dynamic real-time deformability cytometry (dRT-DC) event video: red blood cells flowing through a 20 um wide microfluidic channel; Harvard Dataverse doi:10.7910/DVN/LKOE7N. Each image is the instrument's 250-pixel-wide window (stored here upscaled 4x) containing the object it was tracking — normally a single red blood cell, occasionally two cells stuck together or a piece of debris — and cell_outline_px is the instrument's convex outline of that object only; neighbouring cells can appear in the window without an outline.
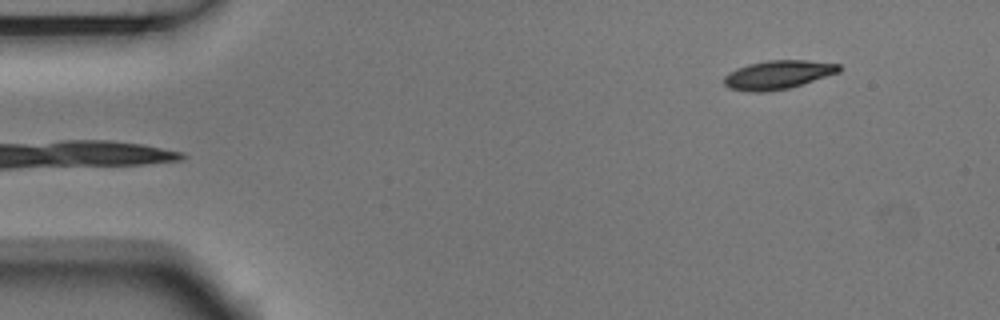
{"species": "Egyptian fruit bat (a non-hibernating species)", "species_latin": "Rousettus aegyptiacus", "temperature_condition": "room temperature", "stored_images_in_passage": 5, "segment_of_instrument_passage": [2, 2], "camera_frame_rate_fps": 3000, "um_per_image_px": 0.085, "animal": {"sex": "male"}, "frame": {"image": 1, "passage_image": 5, "time_ms": 1.333, "image_size_px": [1000, 320], "cell_outline_px": [[840, 72], [788, 88], [768, 92], [748, 92], [728, 88], [724, 84], [724, 76], [728, 72], [736, 68], [748, 64], [768, 60], [804, 60], [840, 64]], "centroid_in_image_um": [66.07, 6.36], "position_along_channel_um": 18.9, "area_um2": 19.25}}